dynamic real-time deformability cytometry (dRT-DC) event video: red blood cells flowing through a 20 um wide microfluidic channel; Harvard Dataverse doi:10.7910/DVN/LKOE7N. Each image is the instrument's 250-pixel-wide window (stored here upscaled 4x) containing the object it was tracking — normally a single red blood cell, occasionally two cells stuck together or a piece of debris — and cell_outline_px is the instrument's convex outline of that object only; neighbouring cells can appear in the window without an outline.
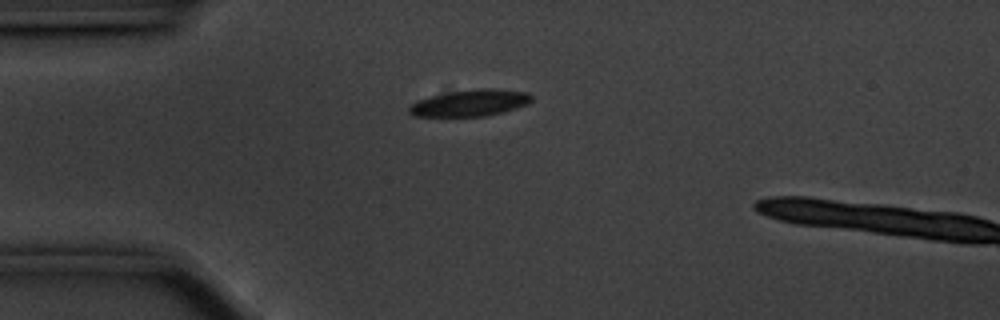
{"species": "common noctule bat (a hibernating species)", "species_latin": "Nyctalus noctula", "temperature_condition": "cold", "stored_images_in_passage": 3, "camera_frame_rate_fps": 3000, "um_per_image_px": 0.085, "animal": {"sex": "male", "body_mass_g": 20.1, "forearm_length_mm": 53.5}, "frame": {"image": 1, "passage_image": 1, "time_ms": 0.0, "image_size_px": [1000, 320], "cell_outline_px": [[532, 100], [528, 104], [504, 112], [488, 116], [416, 116], [408, 112], [408, 108], [416, 100], [432, 96], [452, 92], [476, 88], [492, 88], [528, 92], [532, 96]], "centroid_in_image_um": [40.0, 8.75], "position_along_channel_um": 45.0, "area_um2": 18.96}}